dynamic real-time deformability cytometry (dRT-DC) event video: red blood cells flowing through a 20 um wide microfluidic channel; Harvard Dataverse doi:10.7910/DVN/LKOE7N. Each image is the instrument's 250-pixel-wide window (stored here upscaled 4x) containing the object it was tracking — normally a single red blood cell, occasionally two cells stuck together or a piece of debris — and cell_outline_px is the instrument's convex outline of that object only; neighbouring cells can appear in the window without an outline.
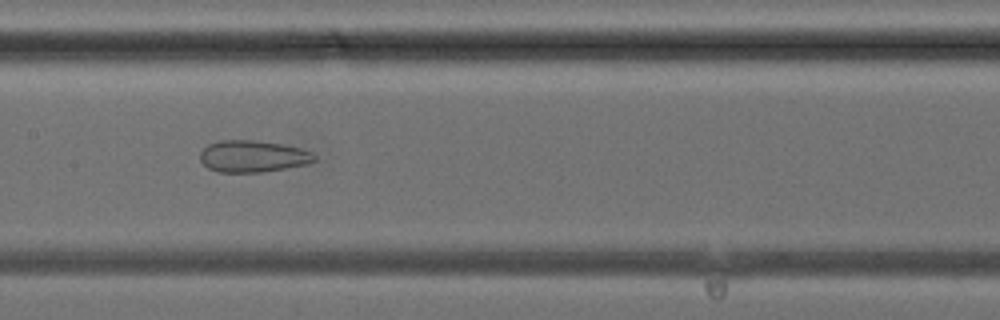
{"species": "common noctule bat (a hibernating species)", "species_latin": "Nyctalus noctula", "temperature_condition": "cold", "stored_images_in_passage": 39, "camera_frame_rate_fps": 3000, "um_per_image_px": 0.085, "animal": {"sex": "female", "body_mass_g": 24.6, "forearm_length_mm": 56.2}, "frame": {"image": 1, "passage_image": 19, "time_ms": 6.0, "image_size_px": [1000, 320], "cell_outline_px": [[316, 160], [308, 164], [260, 172], [216, 172], [208, 168], [200, 160], [200, 152], [208, 144], [220, 140], [252, 140], [280, 144], [300, 148], [312, 152], [316, 156]], "centroid_in_image_um": [21.47, 13.29], "position_along_channel_um": 185.9, "area_um2": 21.1}}
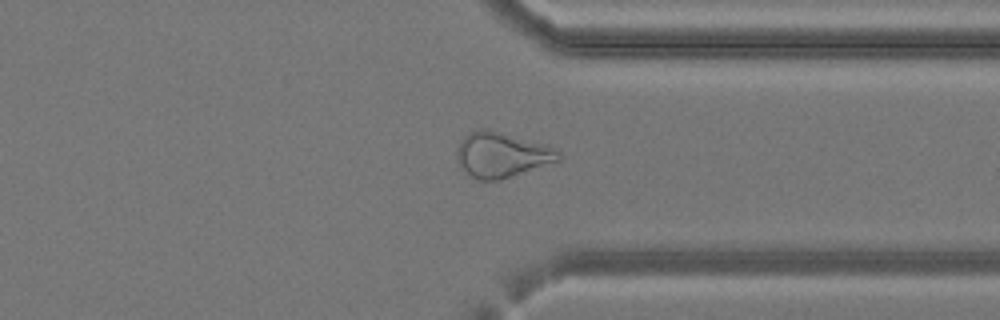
{"frame": {"image": 2, "passage_image": 30, "time_ms": 9.667, "image_size_px": [1000, 320], "cell_outline_px": [[560, 160], [500, 180], [476, 180], [460, 164], [456, 156], [456, 148], [464, 136], [468, 132], [480, 128], [488, 128], [548, 144], [556, 148], [560, 152]], "centroid_in_image_um": [42.66, 13.12], "position_along_channel_um": 368.7, "area_um2": 26.93}}
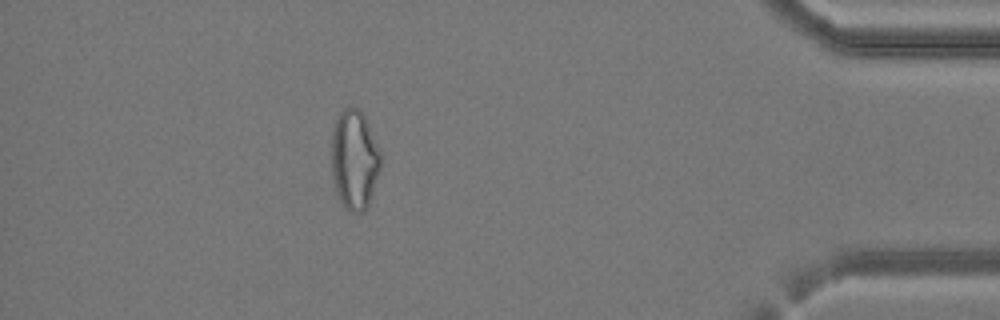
{"frame": {"image": 3, "passage_image": 35, "time_ms": 11.333, "image_size_px": [1000, 320], "cell_outline_px": [[380, 168], [368, 204], [364, 212], [348, 212], [344, 208], [336, 192], [332, 176], [332, 132], [336, 120], [340, 112], [348, 104], [360, 108], [380, 148]], "centroid_in_image_um": [30.11, 13.55], "position_along_channel_um": 405.1, "area_um2": 28.67}}